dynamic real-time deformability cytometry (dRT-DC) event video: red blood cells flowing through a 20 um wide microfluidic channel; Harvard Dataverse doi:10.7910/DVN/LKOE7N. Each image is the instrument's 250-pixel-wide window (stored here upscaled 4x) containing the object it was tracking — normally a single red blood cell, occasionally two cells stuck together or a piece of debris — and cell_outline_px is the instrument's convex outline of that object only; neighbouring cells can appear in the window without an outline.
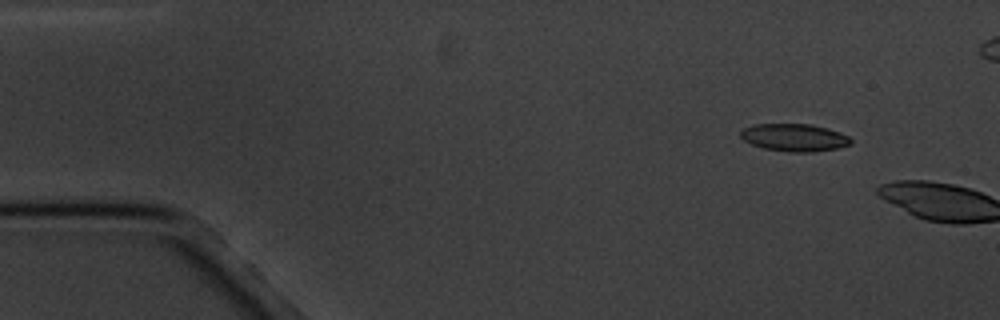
{"species": "common noctule bat (a hibernating species)", "species_latin": "Nyctalus noctula", "temperature_condition": "cold", "stored_images_in_passage": 2, "camera_frame_rate_fps": 3000, "um_per_image_px": 0.085, "animal": {"sex": "male", "body_mass_g": 20.1, "forearm_length_mm": 53.5}, "frame": {"image": 1, "passage_image": 1, "time_ms": 0.0, "image_size_px": [1000, 320], "cell_outline_px": [[852, 144], [836, 148], [812, 152], [792, 152], [764, 148], [752, 144], [744, 140], [740, 136], [740, 132], [744, 128], [756, 124], [812, 124], [828, 128], [840, 132], [848, 136], [852, 140]], "centroid_in_image_um": [67.54, 11.68], "position_along_channel_um": 17.5, "area_um2": 17.63}}